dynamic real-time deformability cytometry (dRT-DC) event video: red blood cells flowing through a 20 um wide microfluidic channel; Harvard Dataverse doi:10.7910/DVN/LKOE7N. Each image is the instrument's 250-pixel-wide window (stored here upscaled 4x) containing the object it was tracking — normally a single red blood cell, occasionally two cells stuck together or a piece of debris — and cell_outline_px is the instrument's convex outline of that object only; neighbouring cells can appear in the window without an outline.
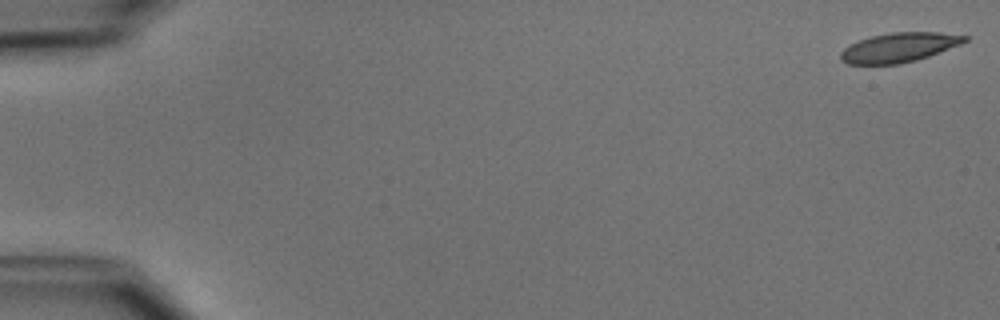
{"species": "common noctule bat (a hibernating species)", "species_latin": "Nyctalus noctula", "temperature_condition": "cold", "stored_images_in_passage": 51, "camera_frame_rate_fps": 3000, "um_per_image_px": 0.085, "animal": {"sex": "male", "body_mass_g": 15.6}, "frame": {"image": 1, "passage_image": 1, "time_ms": 0.0, "image_size_px": [1000, 320], "cell_outline_px": [[968, 40], [960, 44], [928, 56], [916, 60], [900, 64], [848, 64], [840, 60], [840, 52], [844, 48], [860, 40], [872, 36], [892, 32], [940, 32], [968, 36]], "centroid_in_image_um": [76.41, 4.03], "position_along_channel_um": 8.6, "area_um2": 21.1}}
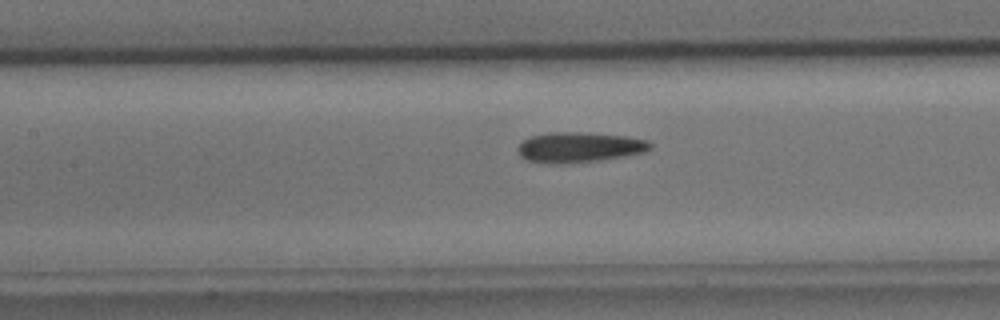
{"frame": {"image": 2, "passage_image": 24, "time_ms": 7.667, "image_size_px": [1000, 320], "cell_outline_px": [[652, 148], [644, 152], [624, 156], [600, 160], [564, 164], [544, 164], [524, 160], [520, 156], [516, 148], [524, 140], [532, 136], [548, 132], [580, 132], [624, 136], [648, 140], [652, 144]], "centroid_in_image_um": [49.19, 12.53], "position_along_channel_um": 158.2, "area_um2": 23.58}}
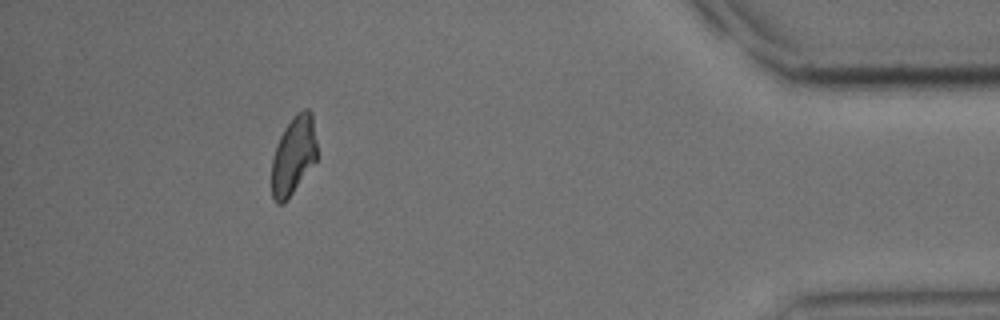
{"frame": {"image": 3, "passage_image": 47, "time_ms": 15.333, "image_size_px": [1000, 320], "cell_outline_px": [[320, 156], [288, 200], [284, 204], [276, 204], [272, 196], [272, 160], [276, 144], [284, 128], [292, 116], [296, 112], [304, 108], [308, 108], [312, 112]], "centroid_in_image_um": [24.99, 13.2], "position_along_channel_um": 410.2, "area_um2": 21.56}, "authors_computed_cell_mechanics": {"area_um2": 22.4264, "velocity_mm_per_s": 3.9221, "shape_relaxation_time_tau1_ms": 3.377, "shape_relaxation_time_tau2_ms": 2.4728, "deformation_change_tau1": 0.1312, "deformation_change_tau2": 0.1086}}